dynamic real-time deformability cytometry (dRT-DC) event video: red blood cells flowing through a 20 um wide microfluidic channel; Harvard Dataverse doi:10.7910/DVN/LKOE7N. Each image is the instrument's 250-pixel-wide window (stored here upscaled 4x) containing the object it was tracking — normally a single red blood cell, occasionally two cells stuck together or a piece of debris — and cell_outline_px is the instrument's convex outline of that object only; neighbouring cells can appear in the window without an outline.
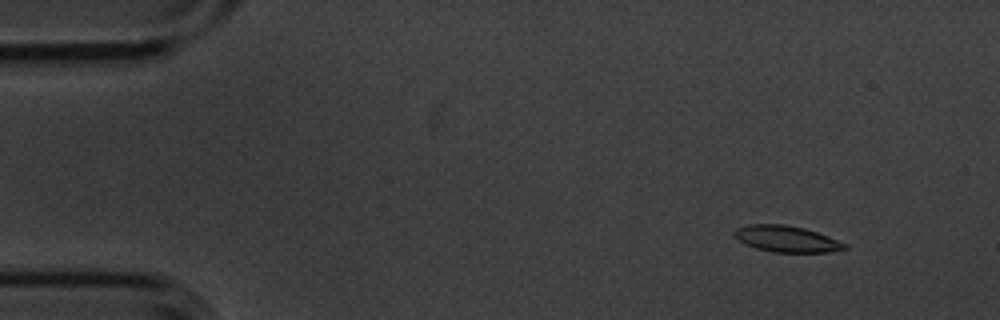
{"species": "common noctule bat (a hibernating species)", "species_latin": "Nyctalus noctula", "temperature_condition": "cold", "stored_images_in_passage": 3, "camera_frame_rate_fps": 3000, "um_per_image_px": 0.085, "animal": {"sex": "male", "body_mass_g": 20.1, "forearm_length_mm": 53.5}, "frame": {"image": 1, "passage_image": 1, "time_ms": 0.0, "image_size_px": [1000, 320], "cell_outline_px": [[848, 248], [828, 252], [772, 252], [756, 248], [744, 244], [732, 232], [736, 228], [748, 224], [784, 224], [804, 228], [828, 236], [848, 244]], "centroid_in_image_um": [66.86, 20.3], "position_along_channel_um": 18.1, "area_um2": 16.88}}
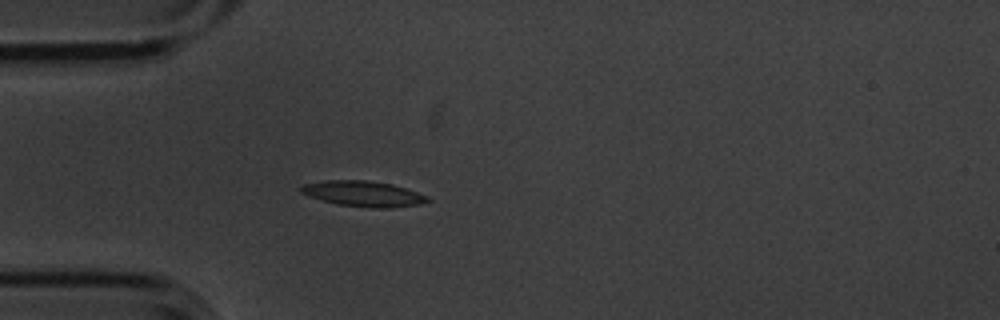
{"frame": {"image": 2, "passage_image": 3, "time_ms": 0.667, "image_size_px": [1000, 320], "cell_outline_px": [[432, 200], [420, 204], [392, 208], [372, 208], [336, 204], [308, 196], [300, 192], [300, 188], [304, 184], [328, 180], [368, 180], [392, 184], [428, 196]], "centroid_in_image_um": [30.89, 16.47], "position_along_channel_um": 54.1, "area_um2": 18.84}}